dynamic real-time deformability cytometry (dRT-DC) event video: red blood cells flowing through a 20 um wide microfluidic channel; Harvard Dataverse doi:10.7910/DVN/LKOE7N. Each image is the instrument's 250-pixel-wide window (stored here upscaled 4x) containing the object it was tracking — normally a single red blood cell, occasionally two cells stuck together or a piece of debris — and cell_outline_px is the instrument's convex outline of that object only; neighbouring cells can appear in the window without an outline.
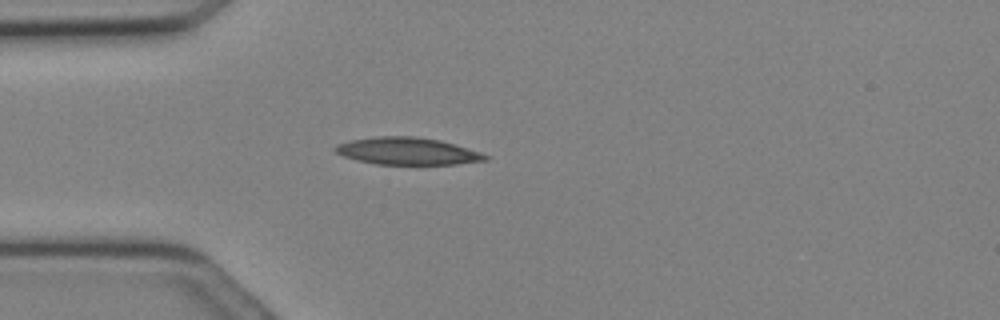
{"species": "Egyptian fruit bat (a non-hibernating species)", "species_latin": "Rousettus aegyptiacus", "temperature_condition": "cold", "stored_images_in_passage": 14, "camera_frame_rate_fps": 3000, "um_per_image_px": 0.085, "animal": {"sex": "female"}, "frame": {"image": 1, "passage_image": 4, "time_ms": 1.0, "image_size_px": [1000, 320], "cell_outline_px": [[492, 156], [488, 160], [456, 164], [376, 164], [356, 160], [344, 156], [336, 152], [332, 148], [336, 144], [352, 140], [376, 136], [412, 136], [440, 140], [480, 152]], "centroid_in_image_um": [34.63, 12.85], "position_along_channel_um": 50.4, "area_um2": 23.76}}
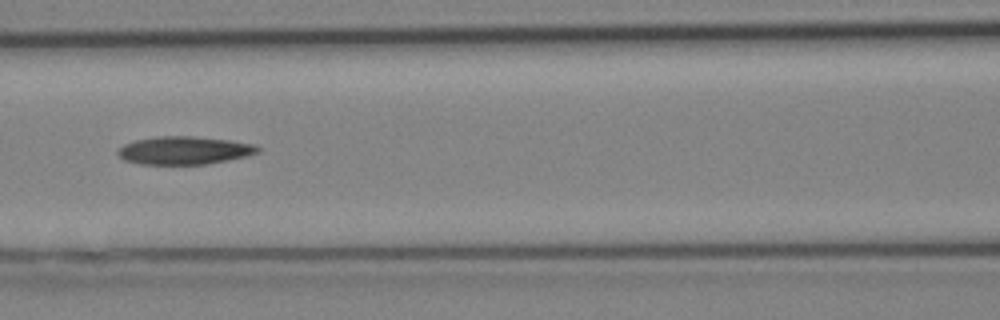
{"frame": {"image": 2, "passage_image": 9, "time_ms": 2.667, "image_size_px": [1000, 320], "cell_outline_px": [[260, 152], [248, 156], [228, 160], [204, 164], [140, 164], [124, 160], [116, 152], [124, 144], [136, 140], [156, 136], [192, 136], [228, 140], [256, 144], [260, 148]], "centroid_in_image_um": [15.69, 12.78], "position_along_channel_um": 150.9, "area_um2": 22.83}}
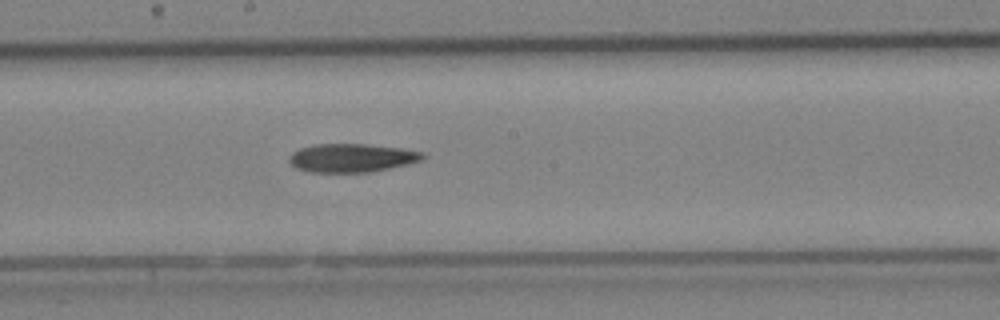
{"frame": {"image": 3, "passage_image": 12, "time_ms": 3.667, "image_size_px": [1000, 320], "cell_outline_px": [[428, 156], [424, 160], [408, 164], [368, 172], [308, 172], [296, 168], [288, 164], [288, 156], [292, 152], [300, 148], [316, 144], [364, 144], [404, 148], [424, 152]], "centroid_in_image_um": [29.9, 13.42], "position_along_channel_um": 218.3, "area_um2": 22.48}}